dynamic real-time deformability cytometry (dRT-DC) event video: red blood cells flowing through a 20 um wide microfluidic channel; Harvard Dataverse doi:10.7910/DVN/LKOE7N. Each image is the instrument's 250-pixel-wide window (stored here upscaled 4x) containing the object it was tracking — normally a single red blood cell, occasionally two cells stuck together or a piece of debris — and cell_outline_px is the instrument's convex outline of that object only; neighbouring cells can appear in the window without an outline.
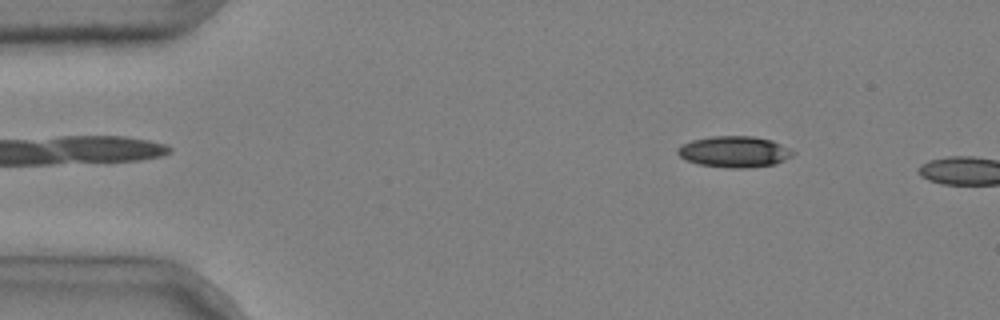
{"species": "common noctule bat (a hibernating species)", "species_latin": "Nyctalus noctula", "temperature_condition": "cold", "stored_images_in_passage": 2, "camera_frame_rate_fps": 3000, "um_per_image_px": 0.085, "animal": {"sex": "male", "body_mass_g": 20.4}, "frame": {"image": 1, "passage_image": 1, "time_ms": 0.0, "image_size_px": [1000, 320], "cell_outline_px": [[796, 152], [792, 156], [776, 164], [748, 168], [728, 168], [700, 164], [688, 160], [680, 156], [676, 152], [676, 148], [680, 144], [692, 140], [712, 136], [752, 136], [772, 140]], "centroid_in_image_um": [62.41, 12.89], "position_along_channel_um": 22.6, "area_um2": 20.98}}